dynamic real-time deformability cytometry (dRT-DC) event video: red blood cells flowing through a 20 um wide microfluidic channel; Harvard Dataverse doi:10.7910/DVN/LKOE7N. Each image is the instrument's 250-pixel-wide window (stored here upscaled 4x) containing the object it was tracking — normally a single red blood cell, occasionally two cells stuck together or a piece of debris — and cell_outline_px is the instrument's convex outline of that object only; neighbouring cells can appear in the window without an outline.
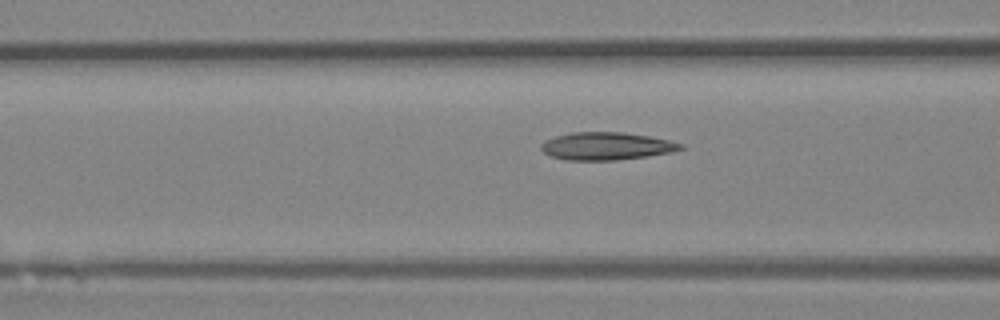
{"species": "Egyptian fruit bat (a non-hibernating species)", "species_latin": "Rousettus aegyptiacus", "temperature_condition": "room temperature", "stored_images_in_passage": 18, "camera_frame_rate_fps": 3000, "um_per_image_px": 0.085, "animal": {"sex": "female"}, "frame": {"image": 1, "passage_image": 16, "time_ms": 5.0, "image_size_px": [1000, 320], "cell_outline_px": [[684, 148], [672, 152], [648, 156], [616, 160], [564, 160], [552, 156], [544, 152], [540, 148], [540, 144], [544, 140], [556, 136], [572, 132], [624, 132], [648, 136], [668, 140], [684, 144]], "centroid_in_image_um": [51.53, 12.42], "position_along_channel_um": 115.1, "area_um2": 22.54}}